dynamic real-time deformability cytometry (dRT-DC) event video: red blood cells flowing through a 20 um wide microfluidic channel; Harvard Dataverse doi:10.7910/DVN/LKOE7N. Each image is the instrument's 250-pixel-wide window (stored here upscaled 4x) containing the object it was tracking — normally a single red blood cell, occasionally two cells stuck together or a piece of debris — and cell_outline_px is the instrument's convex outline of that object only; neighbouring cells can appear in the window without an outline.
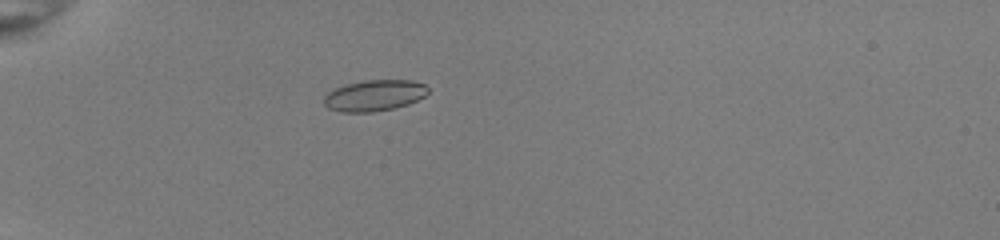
{"species": "common noctule bat (a hibernating species)", "species_latin": "Nyctalus noctula", "temperature_condition": "room temperature", "stored_images_in_passage": 38, "camera_frame_rate_fps": 3000, "um_per_image_px": 0.085, "animal": {"sex": "female", "body_mass_g": 22.0, "forearm_length_mm": 56.7}, "frame": {"image": 1, "passage_image": 3, "time_ms": 0.667, "image_size_px": [1000, 240], "cell_outline_px": [[428, 92], [424, 96], [408, 104], [392, 108], [372, 112], [340, 112], [328, 108], [324, 104], [324, 96], [328, 92], [344, 84], [364, 80], [412, 80], [424, 84], [428, 88]], "centroid_in_image_um": [31.79, 8.11], "position_along_channel_um": 53.2, "area_um2": 18.84}}
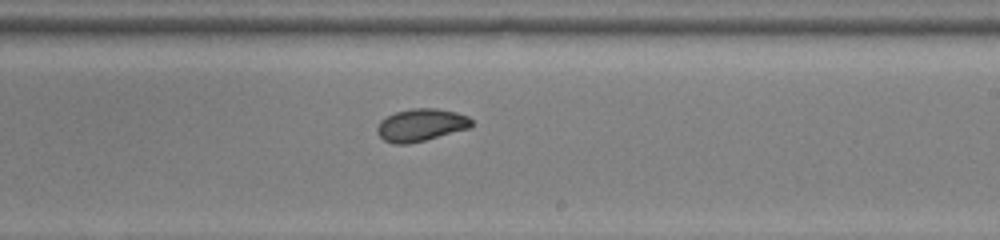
{"frame": {"image": 2, "passage_image": 20, "time_ms": 6.333, "image_size_px": [1000, 240], "cell_outline_px": [[472, 124], [468, 128], [424, 140], [408, 144], [392, 144], [384, 140], [376, 132], [376, 128], [380, 120], [396, 112], [412, 108], [436, 108], [456, 112], [468, 116], [472, 120]], "centroid_in_image_um": [35.75, 10.62], "position_along_channel_um": 253.3, "area_um2": 17.74}}
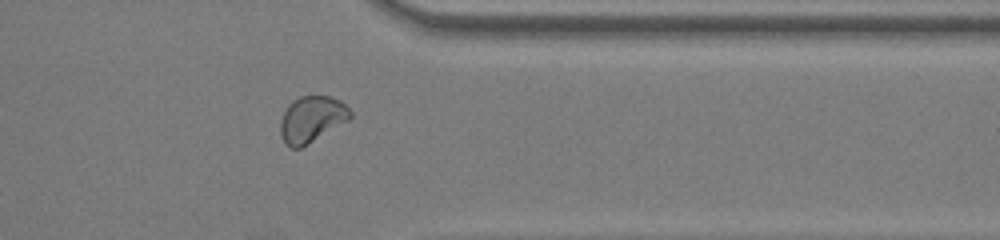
{"frame": {"image": 3, "passage_image": 30, "time_ms": 9.667, "image_size_px": [1000, 240], "cell_outline_px": [[352, 116], [348, 120], [308, 144], [300, 148], [292, 148], [280, 136], [280, 120], [288, 104], [292, 100], [300, 96], [328, 96], [340, 100], [352, 112]], "centroid_in_image_um": [26.48, 10.12], "position_along_channel_um": 384.9, "area_um2": 18.67}, "authors_computed_cell_mechanics": {"area_um2": 18.0047, "velocity_mm_per_s": 3.9951, "shape_relaxation_time_tau1_ms": 5.5864, "shape_relaxation_time_tau2_ms": 1.1715, "deformation_change_tau1": 0.1311, "deformation_change_tau2": 0.0394}}